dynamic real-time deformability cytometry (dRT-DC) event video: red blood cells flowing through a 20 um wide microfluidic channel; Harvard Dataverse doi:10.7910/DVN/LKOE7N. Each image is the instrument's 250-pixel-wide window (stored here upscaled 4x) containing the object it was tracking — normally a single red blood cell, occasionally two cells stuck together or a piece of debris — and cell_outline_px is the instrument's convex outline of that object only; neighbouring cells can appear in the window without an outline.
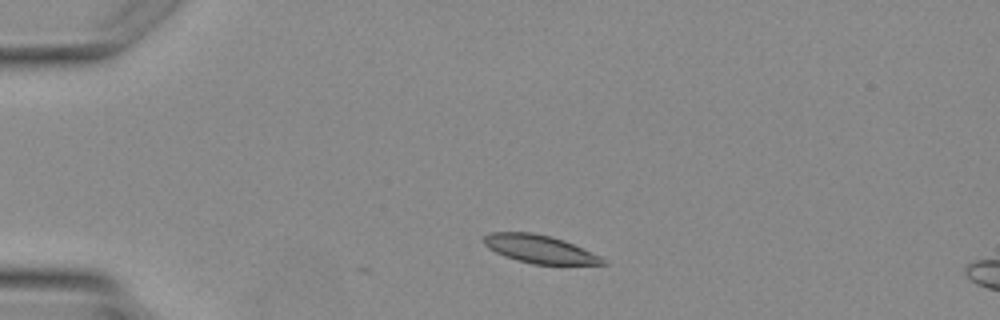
{"species": "Egyptian fruit bat (a non-hibernating species)", "species_latin": "Rousettus aegyptiacus", "temperature_condition": "warm", "stored_images_in_passage": 3, "segment_of_instrument_passage": [1, 2], "camera_frame_rate_fps": 3000, "um_per_image_px": 0.085, "animal": {"sex": "female"}, "frame": {"image": 1, "passage_image": 1, "time_ms": 0.0, "image_size_px": [1000, 320], "cell_outline_px": [[608, 264], [532, 264], [516, 260], [504, 256], [488, 248], [484, 244], [484, 236], [492, 232], [532, 232], [552, 236], [564, 240], [600, 256]], "centroid_in_image_um": [45.84, 21.16], "position_along_channel_um": 39.2, "area_um2": 19.31}}